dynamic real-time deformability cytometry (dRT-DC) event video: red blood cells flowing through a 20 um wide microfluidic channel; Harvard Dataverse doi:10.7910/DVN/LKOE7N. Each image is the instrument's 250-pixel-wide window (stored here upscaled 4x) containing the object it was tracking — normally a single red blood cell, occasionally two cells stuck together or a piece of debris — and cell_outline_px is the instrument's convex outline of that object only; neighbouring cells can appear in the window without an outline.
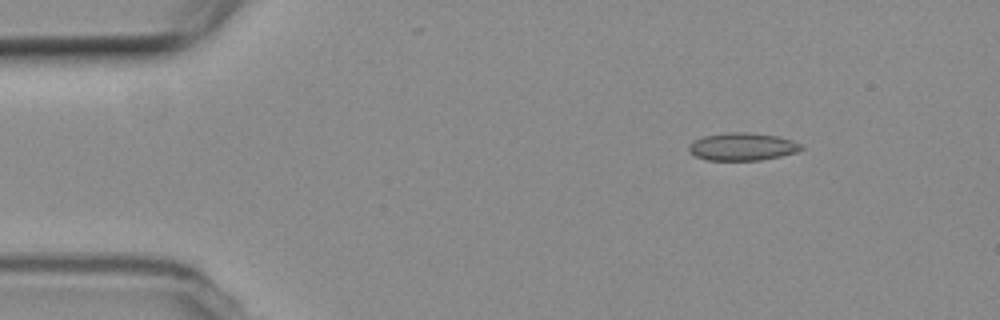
{"species": "common noctule bat (a hibernating species)", "species_latin": "Nyctalus noctula", "temperature_condition": "room temperature", "stored_images_in_passage": 7, "camera_frame_rate_fps": 3000, "um_per_image_px": 0.085, "animal": {"sex": "female", "body_mass_g": 19.3, "forearm_length_mm": 54.1}, "frame": {"image": 1, "passage_image": 3, "time_ms": 2.333, "image_size_px": [1000, 320], "cell_outline_px": [[804, 148], [796, 152], [780, 156], [760, 160], [708, 160], [696, 156], [688, 152], [688, 144], [704, 136], [724, 132], [748, 132], [776, 136], [792, 140], [800, 144]], "centroid_in_image_um": [63.07, 12.46], "position_along_channel_um": 21.9, "area_um2": 18.09}}
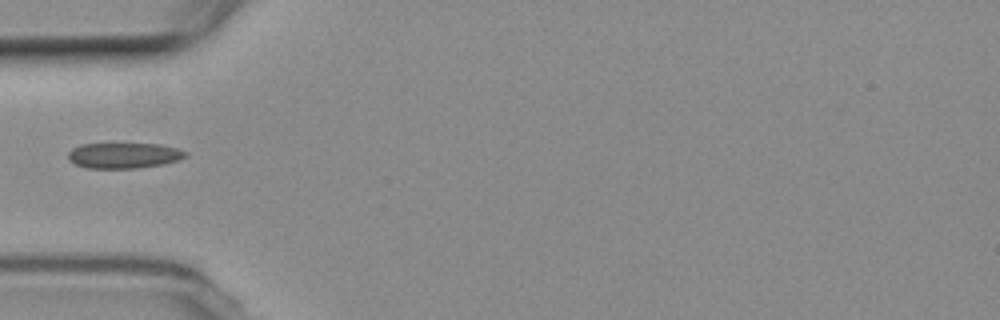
{"frame": {"image": 2, "passage_image": 6, "time_ms": 6.0, "image_size_px": [1000, 320], "cell_outline_px": [[188, 156], [180, 160], [164, 164], [136, 168], [88, 168], [76, 164], [68, 160], [68, 152], [72, 148], [80, 144], [160, 144], [176, 148], [188, 152]], "centroid_in_image_um": [10.55, 13.21], "position_along_channel_um": 74.5, "area_um2": 17.57}}
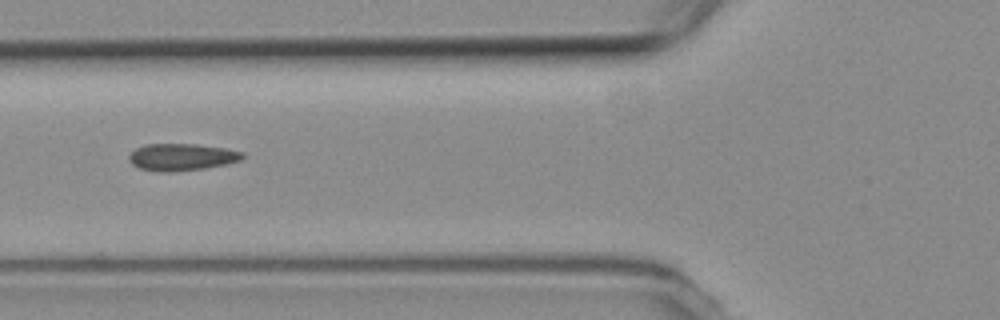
{"frame": {"image": 3, "passage_image": 7, "time_ms": 7.0, "image_size_px": [1000, 320], "cell_outline_px": [[244, 156], [240, 160], [228, 164], [204, 168], [172, 172], [156, 172], [140, 168], [132, 164], [128, 160], [128, 156], [136, 148], [144, 144], [196, 144], [228, 148], [244, 152]], "centroid_in_image_um": [15.45, 13.35], "position_along_channel_um": 110.3, "area_um2": 18.09}}